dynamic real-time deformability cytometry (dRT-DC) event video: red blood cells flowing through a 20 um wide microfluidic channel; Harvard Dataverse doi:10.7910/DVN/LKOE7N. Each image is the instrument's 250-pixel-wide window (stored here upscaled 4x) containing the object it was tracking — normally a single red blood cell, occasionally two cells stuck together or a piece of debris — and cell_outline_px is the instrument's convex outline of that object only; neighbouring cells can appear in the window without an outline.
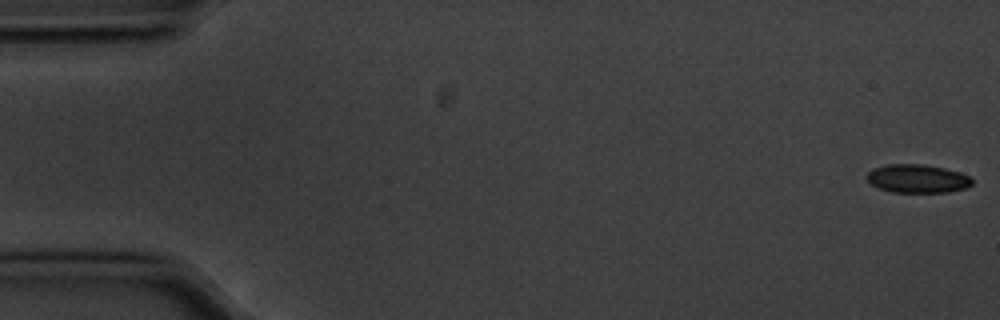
{"species": "common noctule bat (a hibernating species)", "species_latin": "Nyctalus noctula", "temperature_condition": "cold", "stored_images_in_passage": 14, "camera_frame_rate_fps": 3000, "um_per_image_px": 0.085, "animal": {"sex": "male", "body_mass_g": 20.1, "forearm_length_mm": 53.5}, "frame": {"image": 1, "passage_image": 1, "time_ms": 0.0, "image_size_px": [1000, 320], "cell_outline_px": [[972, 184], [968, 188], [948, 192], [892, 192], [880, 188], [872, 184], [864, 176], [872, 168], [888, 164], [924, 164], [944, 168], [960, 172], [972, 176]], "centroid_in_image_um": [78.01, 15.18], "position_along_channel_um": 7.0, "area_um2": 17.63}}
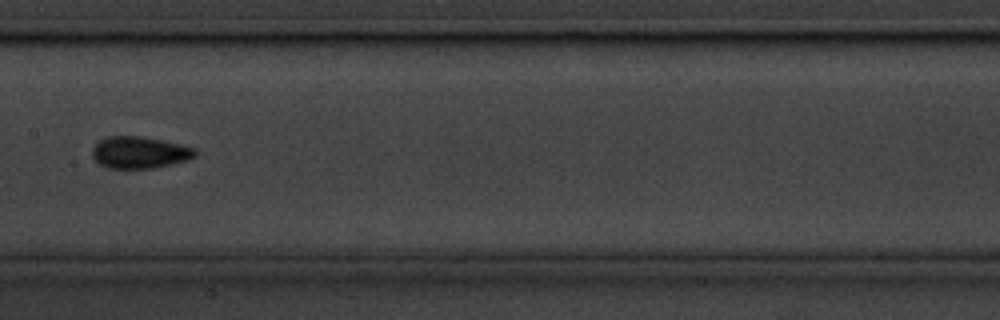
{"frame": {"image": 2, "passage_image": 8, "time_ms": 2.333, "image_size_px": [1000, 320], "cell_outline_px": [[196, 156], [184, 160], [152, 168], [108, 168], [100, 164], [92, 156], [92, 148], [100, 140], [108, 136], [140, 136], [180, 144], [196, 148]], "centroid_in_image_um": [11.83, 12.95], "position_along_channel_um": 195.6, "area_um2": 18.79}}